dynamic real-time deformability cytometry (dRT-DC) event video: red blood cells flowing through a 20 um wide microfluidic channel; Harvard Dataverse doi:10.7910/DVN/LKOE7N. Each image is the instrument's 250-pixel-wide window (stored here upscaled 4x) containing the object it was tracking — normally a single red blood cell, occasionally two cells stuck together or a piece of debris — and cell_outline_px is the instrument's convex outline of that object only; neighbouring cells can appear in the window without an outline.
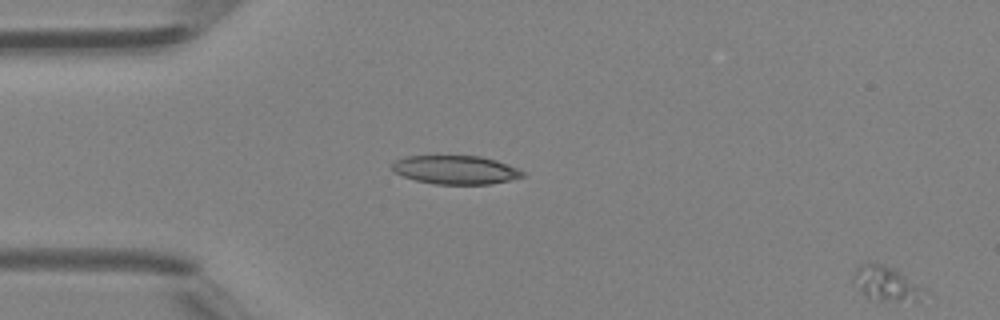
{"species": "Egyptian fruit bat (a non-hibernating species)", "species_latin": "Rousettus aegyptiacus", "temperature_condition": "room temperature", "stored_images_in_passage": 15, "camera_frame_rate_fps": 3000, "um_per_image_px": 0.085, "animal": {"sex": "female"}, "frame": {"image": 1, "passage_image": 1, "time_ms": 0.0, "image_size_px": [1000, 320], "cell_outline_px": [[932, 296], [920, 300], [868, 300], [852, 280], [852, 272], [856, 268], [864, 264], [880, 264], [892, 268], [928, 292]], "centroid_in_image_um": [75.32, 24.15], "position_along_channel_um": 9.7, "area_um2": 13.99}}
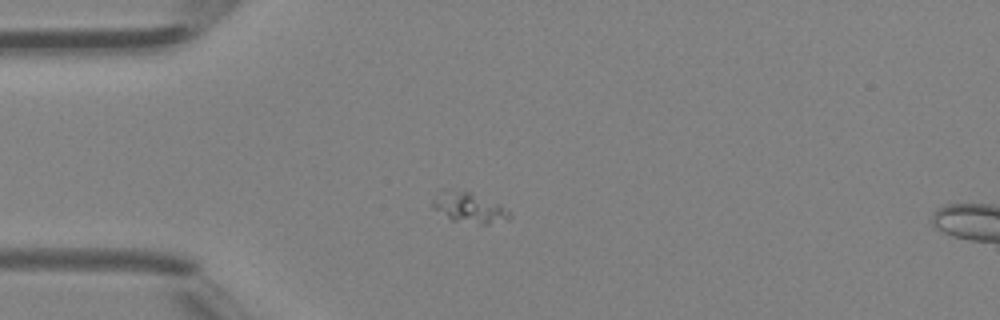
{"frame": {"image": 2, "passage_image": 12, "time_ms": 3.667, "image_size_px": [1000, 320], "cell_outline_px": [[512, 216], [508, 220], [488, 224], [480, 224], [452, 220], [432, 208], [432, 200], [436, 196], [460, 192], [472, 192], [500, 204]], "centroid_in_image_um": [39.96, 17.71], "position_along_channel_um": 45.0, "area_um2": 12.89}}